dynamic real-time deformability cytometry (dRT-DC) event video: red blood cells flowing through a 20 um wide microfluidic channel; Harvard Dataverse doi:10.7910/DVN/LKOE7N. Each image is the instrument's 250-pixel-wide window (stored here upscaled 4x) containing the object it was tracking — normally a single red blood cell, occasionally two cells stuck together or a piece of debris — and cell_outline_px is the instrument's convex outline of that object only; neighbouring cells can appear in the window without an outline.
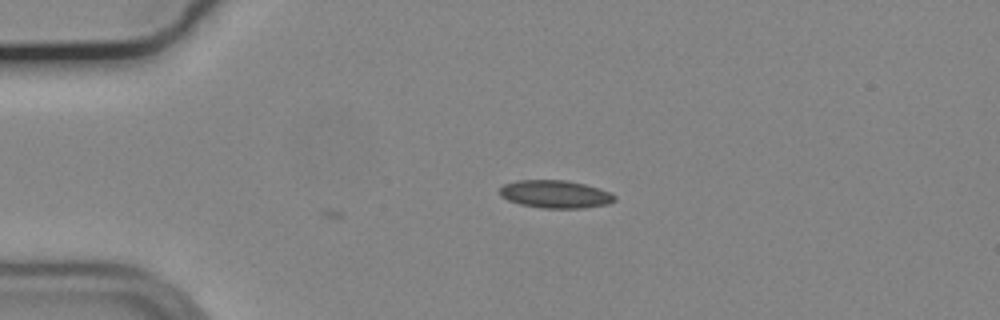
{"species": "common noctule bat (a hibernating species)", "species_latin": "Nyctalus noctula", "temperature_condition": "cold", "stored_images_in_passage": 6, "camera_frame_rate_fps": 3000, "um_per_image_px": 0.085, "animal": {"sex": "male", "body_mass_g": 19.2, "forearm_length_mm": 51.8}, "frame": {"image": 1, "passage_image": 6, "time_ms": 1.667, "image_size_px": [1000, 320], "cell_outline_px": [[616, 200], [608, 204], [584, 208], [544, 208], [520, 204], [508, 200], [500, 196], [500, 188], [504, 184], [516, 180], [568, 180], [600, 188], [612, 192], [616, 196]], "centroid_in_image_um": [47.23, 16.5], "position_along_channel_um": 37.8, "area_um2": 18.79}}